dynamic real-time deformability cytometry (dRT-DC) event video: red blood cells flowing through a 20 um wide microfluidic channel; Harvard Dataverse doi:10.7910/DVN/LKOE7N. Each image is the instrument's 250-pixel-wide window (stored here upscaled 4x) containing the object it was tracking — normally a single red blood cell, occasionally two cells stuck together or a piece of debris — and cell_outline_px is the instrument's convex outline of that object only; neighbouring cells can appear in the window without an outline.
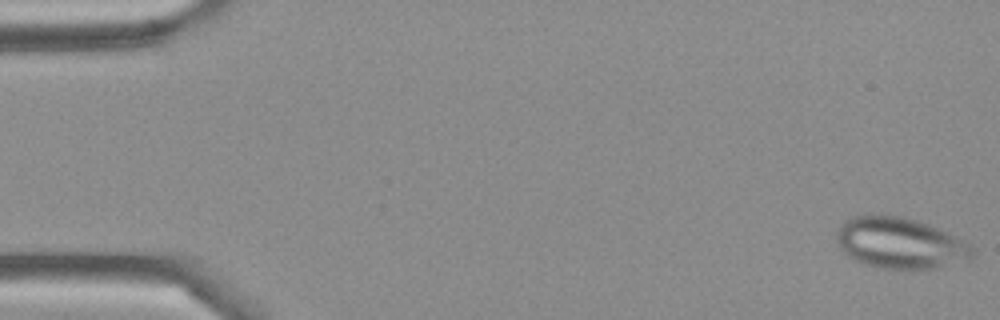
{"species": "Egyptian fruit bat (a non-hibernating species)", "species_latin": "Rousettus aegyptiacus", "temperature_condition": "cold", "stored_images_in_passage": 48, "camera_frame_rate_fps": 3000, "um_per_image_px": 0.085, "frame": {"image": 1, "passage_image": 1, "time_ms": 0.0, "image_size_px": [1000, 320], "cell_outline_px": [[976, 248], [972, 260], [940, 268], [880, 268], [864, 264], [848, 256], [840, 248], [836, 240], [836, 232], [840, 224], [844, 220], [852, 216], [904, 216], [928, 224]], "centroid_in_image_um": [76.51, 20.68], "position_along_channel_um": 8.5, "area_um2": 40.23}}
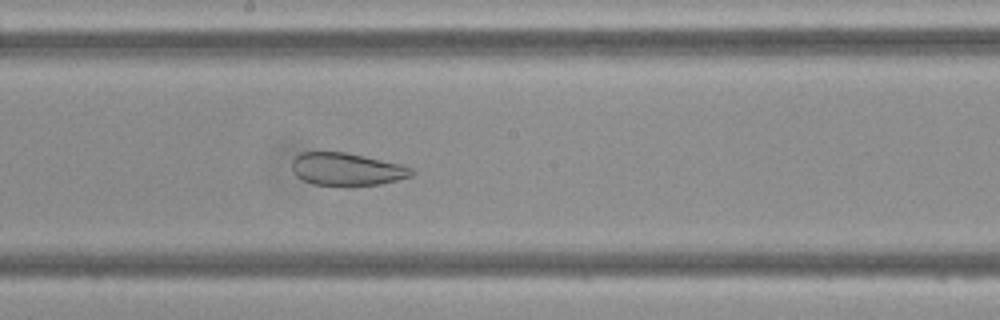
{"frame": {"image": 2, "passage_image": 26, "time_ms": 8.333, "image_size_px": [1000, 320], "cell_outline_px": [[416, 172], [412, 176], [380, 184], [348, 188], [312, 184], [296, 176], [292, 168], [292, 160], [300, 152], [344, 152], [364, 156], [400, 164], [412, 168]], "centroid_in_image_um": [29.47, 14.42], "position_along_channel_um": 218.7, "area_um2": 23.29}}
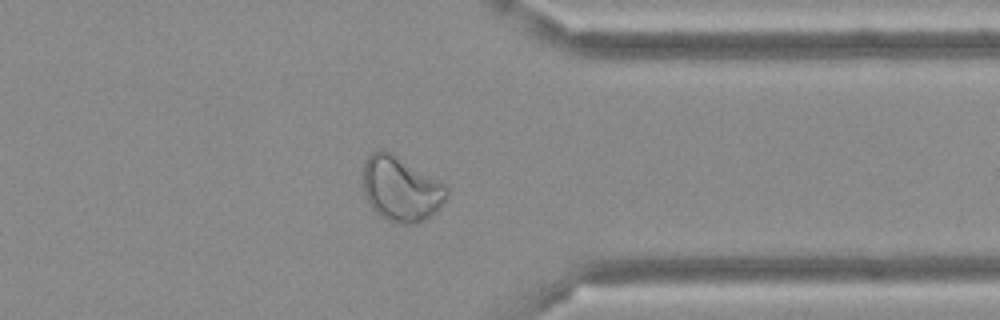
{"frame": {"image": 3, "passage_image": 38, "time_ms": 12.333, "image_size_px": [1000, 320], "cell_outline_px": [[448, 196], [424, 220], [416, 224], [404, 224], [388, 220], [380, 216], [372, 208], [364, 192], [364, 164], [368, 156], [372, 152], [380, 148], [384, 148], [392, 152], [444, 184], [448, 188]], "centroid_in_image_um": [34.05, 16.03], "position_along_channel_um": 377.3, "area_um2": 31.21}}